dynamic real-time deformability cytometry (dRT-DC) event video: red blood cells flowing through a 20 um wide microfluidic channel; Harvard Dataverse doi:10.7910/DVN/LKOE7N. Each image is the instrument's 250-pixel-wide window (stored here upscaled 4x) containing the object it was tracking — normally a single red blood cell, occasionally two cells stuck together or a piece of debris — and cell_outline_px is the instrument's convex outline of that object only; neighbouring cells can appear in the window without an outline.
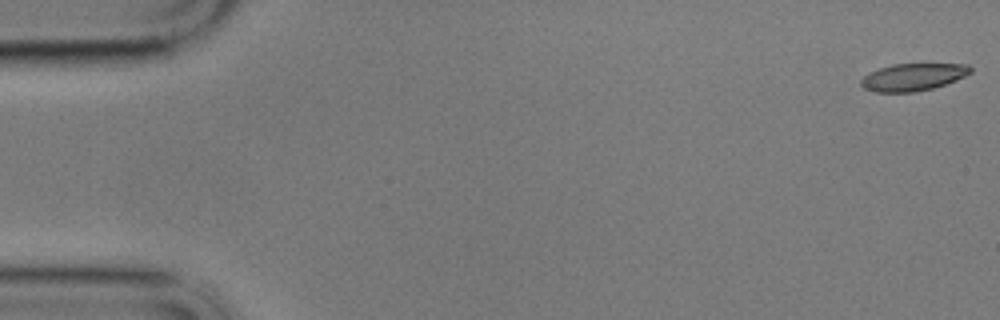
{"species": "common noctule bat (a hibernating species)", "species_latin": "Nyctalus noctula", "temperature_condition": "cold", "stored_images_in_passage": 58, "camera_frame_rate_fps": 3000, "um_per_image_px": 0.085, "animal": {"sex": "male", "body_mass_g": 17.9}, "frame": {"image": 1, "passage_image": 1, "time_ms": 0.0, "image_size_px": [1000, 320], "cell_outline_px": [[972, 72], [956, 80], [932, 88], [912, 92], [872, 92], [864, 88], [860, 84], [860, 80], [868, 72], [892, 64], [968, 64], [972, 68]], "centroid_in_image_um": [77.58, 6.55], "position_along_channel_um": 7.4, "area_um2": 17.4}}
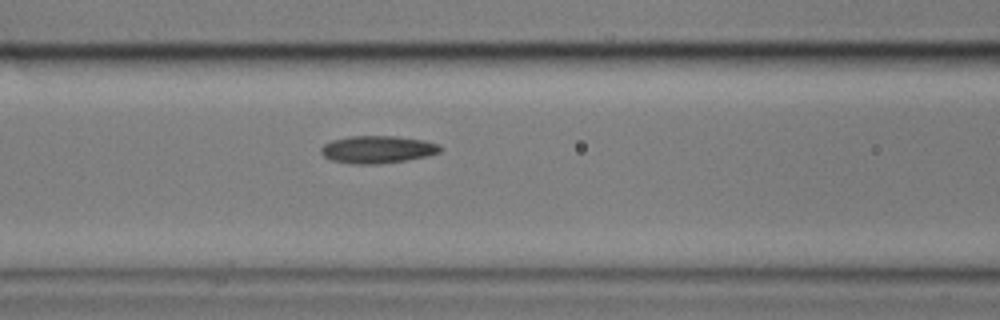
{"frame": {"image": 2, "passage_image": 24, "time_ms": 7.667, "image_size_px": [1000, 320], "cell_outline_px": [[444, 148], [440, 152], [428, 156], [380, 164], [352, 164], [332, 160], [324, 156], [320, 152], [320, 148], [324, 144], [332, 140], [348, 136], [396, 136], [424, 140], [440, 144]], "centroid_in_image_um": [32.11, 12.7], "position_along_channel_um": 134.5, "area_um2": 19.25}}
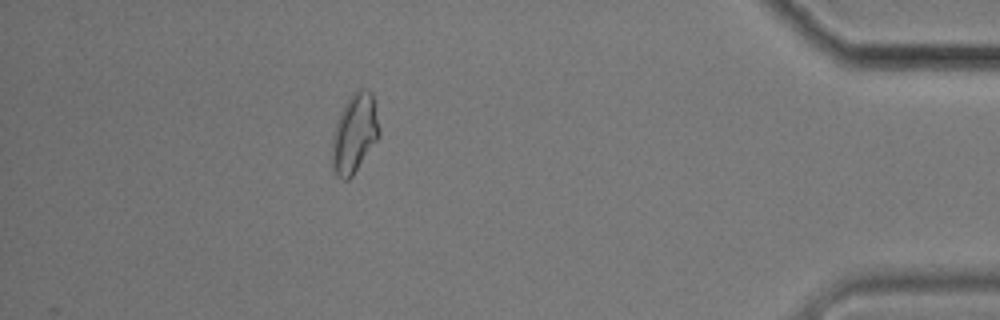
{"frame": {"image": 3, "passage_image": 52, "time_ms": 17.0, "image_size_px": [1000, 320], "cell_outline_px": [[380, 136], [352, 176], [348, 180], [344, 180], [336, 176], [332, 168], [332, 132], [340, 112], [344, 104], [352, 92], [360, 88], [364, 88], [372, 92], [380, 128]], "centroid_in_image_um": [30.13, 11.32], "position_along_channel_um": 405.1, "area_um2": 22.02}, "authors_computed_cell_mechanics": {"area_um2": 18.7272, "velocity_mm_per_s": 3.4121, "shape_relaxation_time_tau1_ms": 3.7908, "shape_relaxation_time_tau2_ms": 10.2717, "deformation_change_tau1": 0.1173, "deformation_change_tau2": 0.1747}}